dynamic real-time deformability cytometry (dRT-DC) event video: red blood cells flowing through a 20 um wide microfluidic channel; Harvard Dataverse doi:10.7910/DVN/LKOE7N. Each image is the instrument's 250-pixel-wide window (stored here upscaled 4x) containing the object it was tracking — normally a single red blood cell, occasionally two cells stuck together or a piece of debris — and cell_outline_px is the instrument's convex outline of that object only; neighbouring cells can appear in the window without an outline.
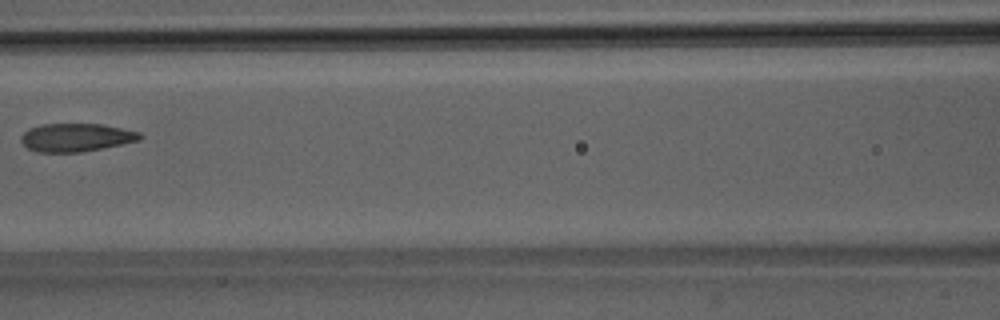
{"species": "Egyptian fruit bat (a non-hibernating species)", "species_latin": "Rousettus aegyptiacus", "temperature_condition": "room temperature", "stored_images_in_passage": 5, "camera_frame_rate_fps": 3000, "um_per_image_px": 0.085, "animal": {"sex": "male"}, "frame": {"image": 1, "passage_image": 3, "time_ms": 2.667, "image_size_px": [1000, 320], "cell_outline_px": [[144, 136], [140, 140], [80, 152], [36, 152], [28, 148], [20, 140], [20, 136], [28, 128], [40, 124], [100, 124], [140, 132]], "centroid_in_image_um": [6.43, 11.68], "position_along_channel_um": 160.2, "area_um2": 19.42}}